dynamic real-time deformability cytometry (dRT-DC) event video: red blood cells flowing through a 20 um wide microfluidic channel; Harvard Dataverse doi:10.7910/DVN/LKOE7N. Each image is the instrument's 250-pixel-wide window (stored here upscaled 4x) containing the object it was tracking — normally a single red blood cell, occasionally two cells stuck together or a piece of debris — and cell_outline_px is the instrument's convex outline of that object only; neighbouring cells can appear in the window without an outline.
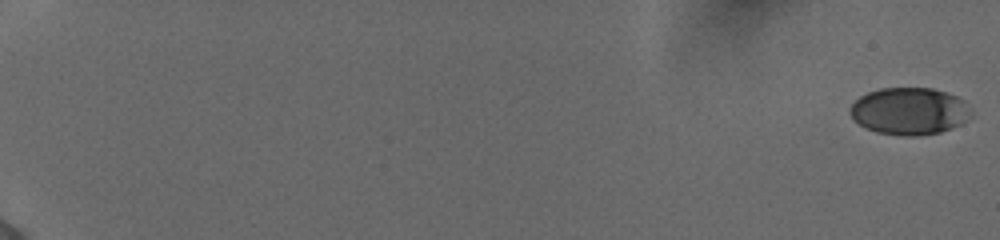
{"species": "human", "species_latin": "Homo sapiens", "temperature_condition": "cold", "stored_images_in_passage": 57, "camera_frame_rate_fps": 3000, "um_per_image_px": 0.085, "donor": {"sex": "female"}, "frame": {"image": 1, "passage_image": 1, "time_ms": 0.0, "image_size_px": [1000, 240], "cell_outline_px": [[964, 120], [960, 124], [952, 128], [940, 132], [916, 136], [900, 136], [876, 132], [864, 128], [852, 116], [852, 104], [860, 96], [868, 92], [880, 88], [932, 88], [956, 96], [964, 100]], "centroid_in_image_um": [77.21, 9.45], "position_along_channel_um": 7.8, "area_um2": 32.43}}
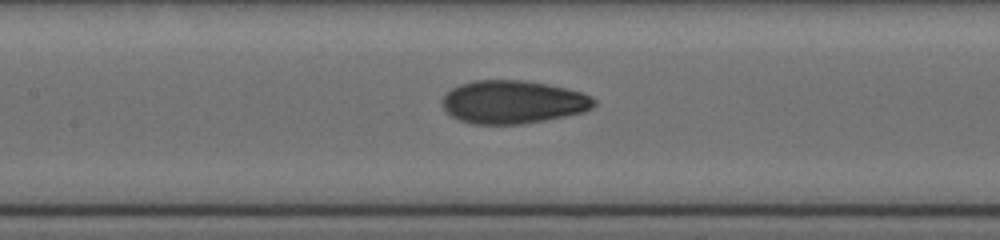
{"frame": {"image": 2, "passage_image": 31, "time_ms": 10.0, "image_size_px": [1000, 240], "cell_outline_px": [[596, 104], [592, 108], [584, 112], [524, 124], [472, 124], [460, 120], [452, 116], [440, 104], [440, 100], [444, 92], [460, 84], [472, 80], [524, 80], [564, 88], [580, 92], [592, 96], [596, 100]], "centroid_in_image_um": [43.56, 8.67], "position_along_channel_um": 163.8, "area_um2": 38.32}}
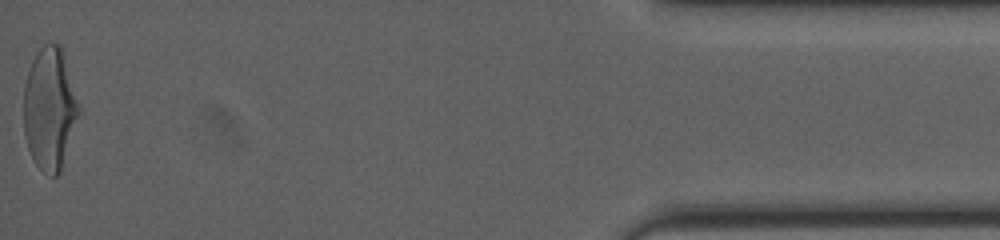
{"frame": {"image": 3, "passage_image": 57, "time_ms": 18.667, "image_size_px": [1000, 240], "cell_outline_px": [[80, 112], [60, 172], [56, 176], [52, 176], [44, 172], [36, 164], [28, 148], [24, 136], [24, 84], [32, 60], [40, 48], [44, 44], [60, 44], [80, 108]], "centroid_in_image_um": [4.21, 9.26], "position_along_channel_um": 431.0, "area_um2": 38.84}, "authors_computed_cell_mechanics": {"area_um2": 36.5296, "velocity_mm_per_s": 3.8929, "shape_relaxation_time_tau1_ms": 3.8067, "shape_relaxation_time_tau2_ms": 1.0686, "deformation_change_tau1": 0.1675, "deformation_change_tau2": 0.0642}}